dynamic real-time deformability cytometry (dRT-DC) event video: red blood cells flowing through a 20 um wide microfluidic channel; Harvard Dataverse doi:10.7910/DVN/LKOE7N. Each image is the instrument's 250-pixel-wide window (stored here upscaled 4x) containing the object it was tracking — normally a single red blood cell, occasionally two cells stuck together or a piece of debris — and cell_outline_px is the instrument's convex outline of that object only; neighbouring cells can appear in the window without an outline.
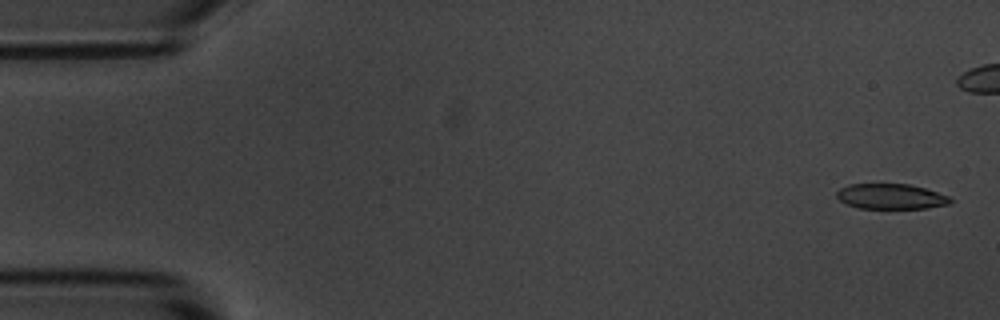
{"species": "common noctule bat (a hibernating species)", "species_latin": "Nyctalus noctula", "temperature_condition": "room temperature", "stored_images_in_passage": 5, "camera_frame_rate_fps": 3000, "um_per_image_px": 0.085, "animal": {"sex": "male", "body_mass_g": 20.1, "forearm_length_mm": 53.5}, "frame": {"image": 1, "passage_image": 1, "time_ms": 0.0, "image_size_px": [1000, 320], "cell_outline_px": [[952, 200], [948, 204], [928, 208], [856, 208], [840, 200], [836, 196], [836, 192], [840, 188], [848, 184], [908, 184], [924, 188], [948, 196]], "centroid_in_image_um": [75.69, 16.7], "position_along_channel_um": 9.3, "area_um2": 16.59}}